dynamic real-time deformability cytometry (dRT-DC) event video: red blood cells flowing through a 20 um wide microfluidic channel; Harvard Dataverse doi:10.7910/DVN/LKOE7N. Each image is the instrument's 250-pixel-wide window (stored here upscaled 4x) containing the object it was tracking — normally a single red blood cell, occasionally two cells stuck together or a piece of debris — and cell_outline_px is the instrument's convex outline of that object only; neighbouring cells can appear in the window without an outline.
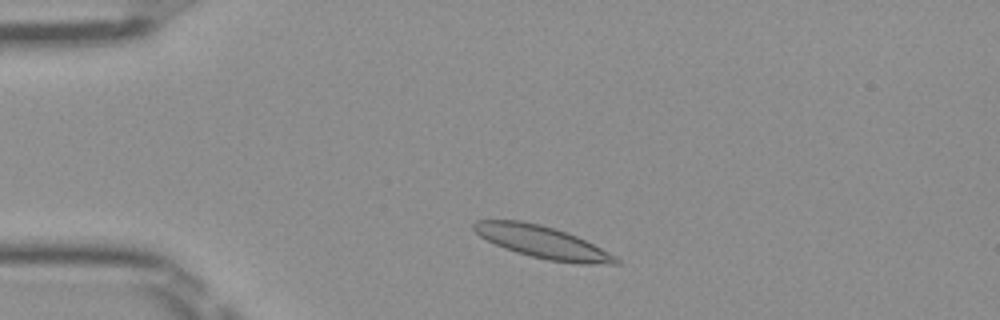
{"species": "Egyptian fruit bat (a non-hibernating species)", "species_latin": "Rousettus aegyptiacus", "temperature_condition": "room temperature", "stored_images_in_passage": 45, "camera_frame_rate_fps": 3000, "um_per_image_px": 0.085, "frame": {"image": 1, "passage_image": 5, "time_ms": 1.333, "image_size_px": [1000, 320], "cell_outline_px": [[620, 264], [576, 264], [548, 260], [516, 252], [504, 248], [480, 236], [472, 228], [472, 224], [476, 220], [520, 220], [540, 224], [576, 236], [616, 256], [620, 260]], "centroid_in_image_um": [46.1, 20.59], "position_along_channel_um": 38.9, "area_um2": 26.36}}
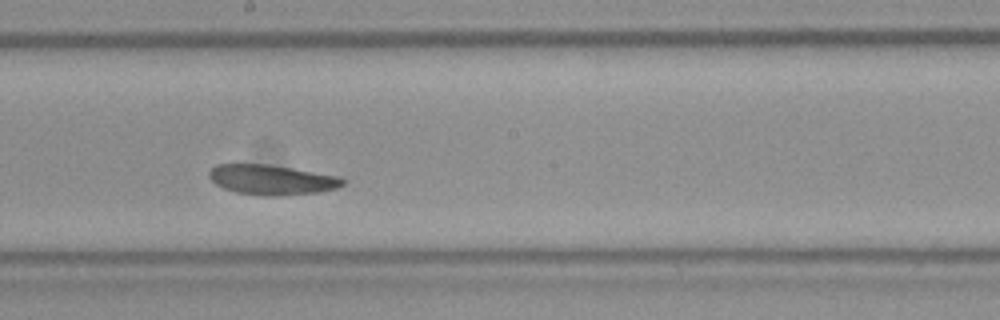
{"frame": {"image": 2, "passage_image": 22, "time_ms": 7.0, "image_size_px": [1000, 320], "cell_outline_px": [[348, 180], [344, 184], [336, 188], [320, 192], [284, 196], [260, 196], [236, 192], [224, 188], [216, 184], [208, 176], [208, 172], [216, 164], [268, 164], [340, 176]], "centroid_in_image_um": [23.13, 15.29], "position_along_channel_um": 225.1, "area_um2": 23.64}}
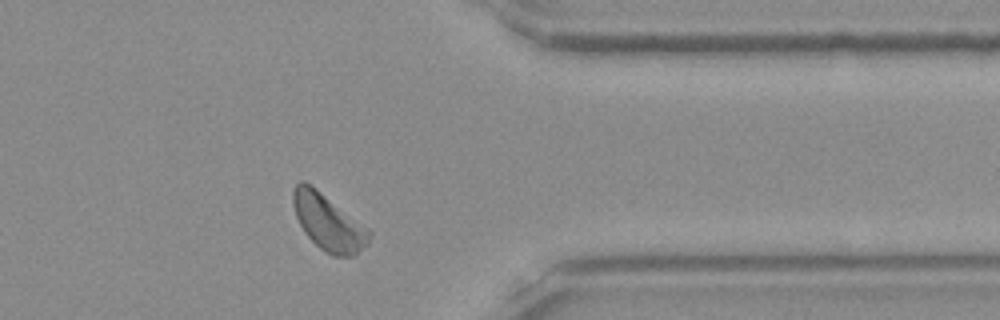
{"frame": {"image": 3, "passage_image": 35, "time_ms": 11.333, "image_size_px": [1000, 320], "cell_outline_px": [[372, 236], [368, 244], [352, 256], [332, 256], [320, 248], [304, 232], [296, 216], [292, 204], [292, 192], [296, 184], [300, 180], [304, 180], [316, 188], [368, 228], [372, 232]], "centroid_in_image_um": [27.9, 18.89], "position_along_channel_um": 383.5, "area_um2": 24.8}, "authors_computed_cell_mechanics": {"area_um2": 23.9292, "velocity_mm_per_s": 3.9127, "shape_relaxation_time_tau1_ms": 4.8146, "shape_relaxation_time_tau2_ms": 4.8647, "deformation_change_tau1": 0.0965, "deformation_change_tau2": 0.0794}}